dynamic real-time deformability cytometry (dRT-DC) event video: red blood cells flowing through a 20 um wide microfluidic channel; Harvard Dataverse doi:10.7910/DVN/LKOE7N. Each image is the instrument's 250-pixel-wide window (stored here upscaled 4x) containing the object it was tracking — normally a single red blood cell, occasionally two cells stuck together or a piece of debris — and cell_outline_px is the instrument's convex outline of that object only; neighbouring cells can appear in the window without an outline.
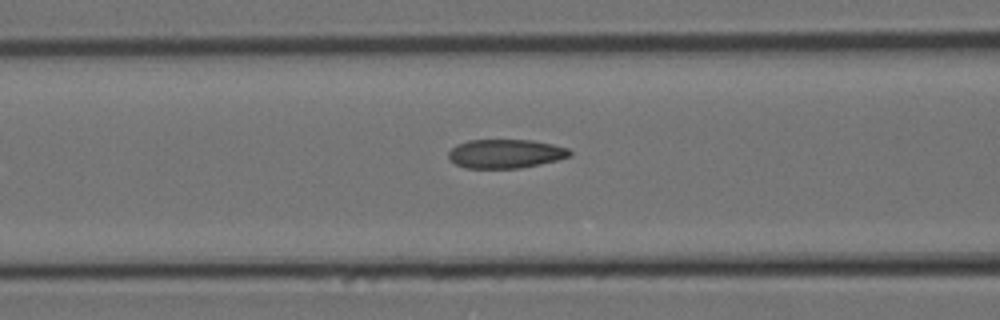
{"species": "Egyptian fruit bat (a non-hibernating species)", "species_latin": "Rousettus aegyptiacus", "temperature_condition": "cold", "stored_images_in_passage": 17, "camera_frame_rate_fps": 3000, "um_per_image_px": 0.085, "animal": {"sex": "female"}, "frame": {"image": 1, "passage_image": 15, "time_ms": 4.667, "image_size_px": [1000, 320], "cell_outline_px": [[572, 156], [540, 164], [520, 168], [464, 168], [456, 164], [448, 156], [448, 152], [456, 144], [468, 140], [532, 140], [552, 144], [568, 148], [572, 152]], "centroid_in_image_um": [42.97, 13.06], "position_along_channel_um": 123.6, "area_um2": 20.46}}